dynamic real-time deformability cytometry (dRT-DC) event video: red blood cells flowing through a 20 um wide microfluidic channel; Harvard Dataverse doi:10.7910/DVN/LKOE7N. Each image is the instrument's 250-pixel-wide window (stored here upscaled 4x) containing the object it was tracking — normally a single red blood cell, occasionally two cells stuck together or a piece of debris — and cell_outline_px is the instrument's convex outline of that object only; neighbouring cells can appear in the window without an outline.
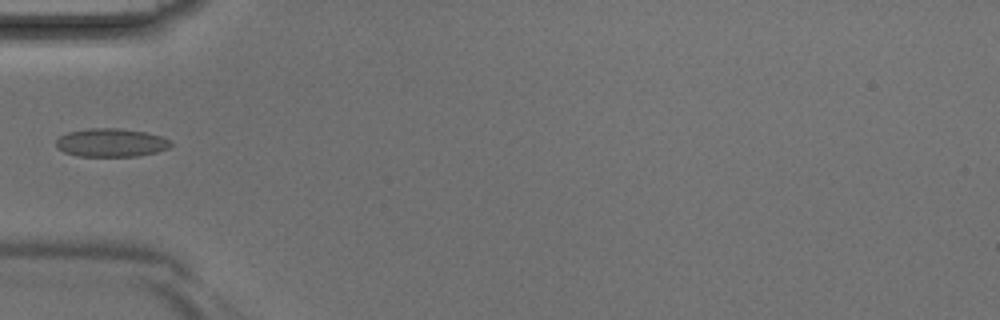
{"species": "Egyptian fruit bat (a non-hibernating species)", "species_latin": "Rousettus aegyptiacus", "temperature_condition": "room temperature", "stored_images_in_passage": 4, "camera_frame_rate_fps": 3000, "um_per_image_px": 0.085, "animal": {"sex": "male"}, "frame": {"image": 1, "passage_image": 4, "time_ms": 1.0, "image_size_px": [1000, 320], "cell_outline_px": [[172, 144], [168, 148], [156, 152], [136, 156], [76, 156], [64, 152], [56, 148], [56, 140], [60, 136], [68, 132], [88, 128], [120, 128], [144, 132], [160, 136], [168, 140]], "centroid_in_image_um": [9.39, 12.12], "position_along_channel_um": 75.6, "area_um2": 18.9}}